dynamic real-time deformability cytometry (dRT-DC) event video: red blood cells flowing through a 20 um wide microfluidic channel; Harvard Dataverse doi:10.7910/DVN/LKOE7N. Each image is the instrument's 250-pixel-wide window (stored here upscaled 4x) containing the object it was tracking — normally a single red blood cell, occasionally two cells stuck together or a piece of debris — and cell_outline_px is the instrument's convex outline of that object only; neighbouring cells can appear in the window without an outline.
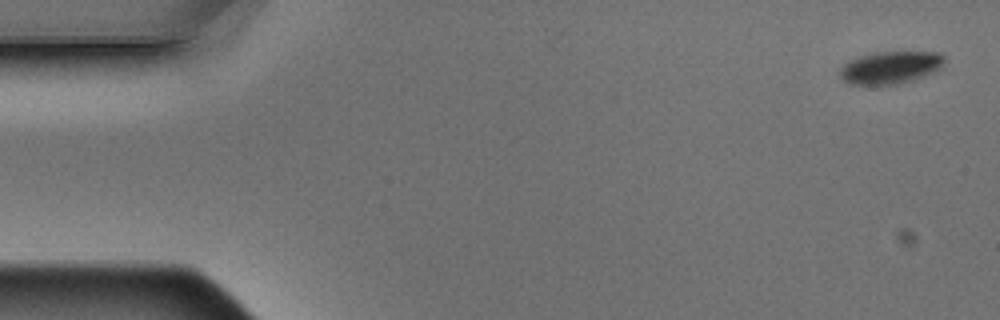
{"species": "Egyptian fruit bat (a non-hibernating species)", "species_latin": "Rousettus aegyptiacus", "temperature_condition": "warm", "stored_images_in_passage": 5, "camera_frame_rate_fps": 3000, "um_per_image_px": 0.085, "animal": {"sex": "male"}, "frame": {"image": 1, "passage_image": 1, "time_ms": 0.0, "image_size_px": [1000, 320], "cell_outline_px": [[944, 64], [940, 68], [924, 76], [912, 80], [896, 84], [848, 84], [840, 76], [840, 68], [844, 64], [860, 56], [876, 52], [940, 52], [944, 56]], "centroid_in_image_um": [75.7, 5.73], "position_along_channel_um": 9.3, "area_um2": 19.54}}
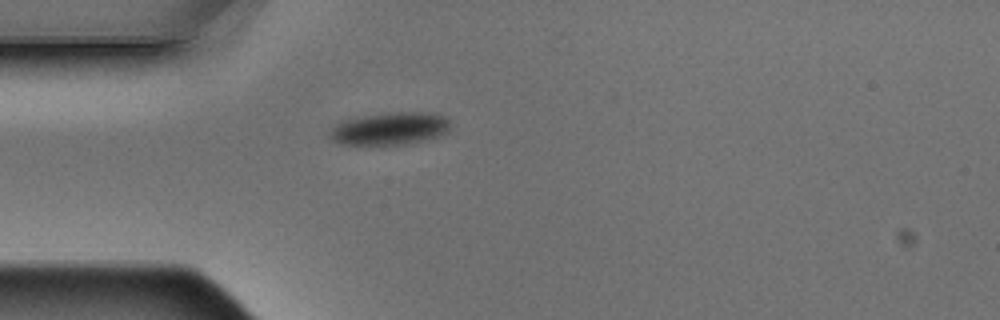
{"frame": {"image": 2, "passage_image": 5, "time_ms": 1.333, "image_size_px": [1000, 320], "cell_outline_px": [[452, 128], [448, 132], [440, 136], [408, 144], [340, 144], [332, 140], [328, 136], [328, 132], [332, 124], [356, 116], [396, 112], [432, 112], [448, 116]], "centroid_in_image_um": [33.16, 10.91], "position_along_channel_um": 51.8, "area_um2": 23.52}}